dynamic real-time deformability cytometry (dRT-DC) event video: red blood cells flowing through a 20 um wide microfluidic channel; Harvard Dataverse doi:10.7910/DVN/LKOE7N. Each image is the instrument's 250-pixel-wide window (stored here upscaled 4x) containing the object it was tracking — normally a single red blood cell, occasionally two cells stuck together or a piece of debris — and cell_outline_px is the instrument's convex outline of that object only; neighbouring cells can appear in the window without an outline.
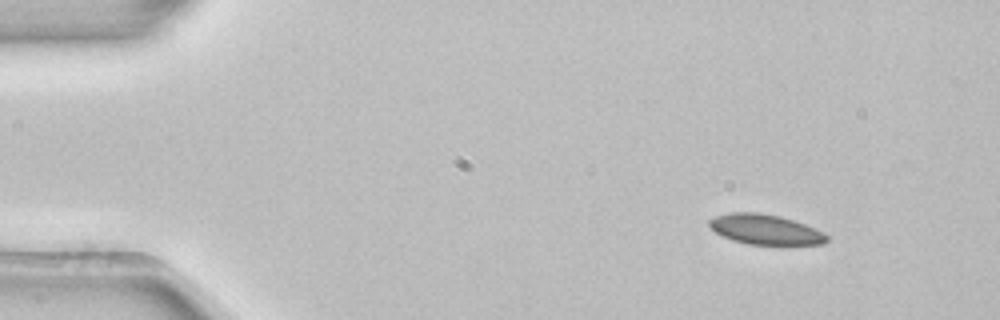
{"species": "common noctule bat (a hibernating species)", "species_latin": "Nyctalus noctula", "temperature_condition": "room temperature", "stored_images_in_passage": 3, "camera_frame_rate_fps": 3000, "um_per_image_px": 0.085, "animal": {"sex": "female", "body_mass_g": 22.7, "forearm_length_mm": 54.2}, "frame": {"image": 1, "passage_image": 1, "time_ms": 0.0, "image_size_px": [1000, 320], "cell_outline_px": [[828, 240], [824, 244], [748, 244], [732, 240], [716, 232], [708, 224], [708, 220], [716, 216], [728, 212], [760, 212], [780, 216], [804, 224], [824, 232], [828, 236]], "centroid_in_image_um": [65.04, 19.49], "position_along_channel_um": 20.0, "area_um2": 20.46}}
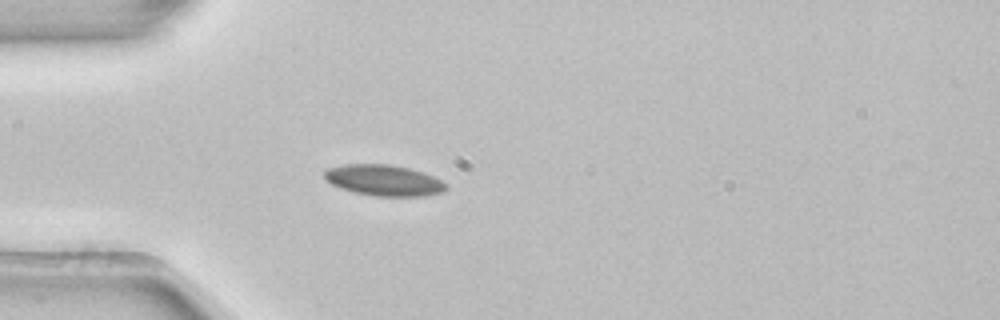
{"frame": {"image": 2, "passage_image": 3, "time_ms": 0.667, "image_size_px": [1000, 320], "cell_outline_px": [[448, 188], [444, 192], [424, 196], [376, 196], [356, 192], [340, 188], [332, 184], [324, 176], [324, 172], [328, 168], [344, 164], [388, 164], [408, 168], [432, 176], [448, 184]], "centroid_in_image_um": [32.65, 15.33], "position_along_channel_um": 52.4, "area_um2": 21.79}}